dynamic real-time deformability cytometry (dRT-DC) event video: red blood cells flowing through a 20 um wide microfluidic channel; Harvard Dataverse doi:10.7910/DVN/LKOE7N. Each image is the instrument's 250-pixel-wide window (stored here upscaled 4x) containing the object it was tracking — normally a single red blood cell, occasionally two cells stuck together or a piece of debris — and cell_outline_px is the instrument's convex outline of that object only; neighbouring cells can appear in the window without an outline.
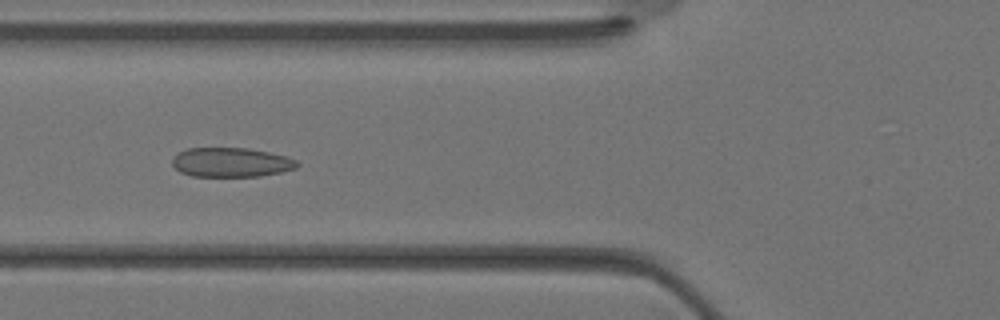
{"species": "Egyptian fruit bat (a non-hibernating species)", "species_latin": "Rousettus aegyptiacus", "temperature_condition": "warm", "stored_images_in_passage": 34, "camera_frame_rate_fps": 3000, "um_per_image_px": 0.085, "animal": {"sex": "female"}, "frame": {"image": 1, "passage_image": 14, "time_ms": 4.333, "image_size_px": [1000, 320], "cell_outline_px": [[300, 164], [296, 168], [280, 172], [260, 176], [192, 176], [180, 172], [172, 164], [172, 156], [176, 152], [188, 148], [248, 148], [288, 156], [296, 160]], "centroid_in_image_um": [19.62, 13.79], "position_along_channel_um": 106.2, "area_um2": 21.5}}
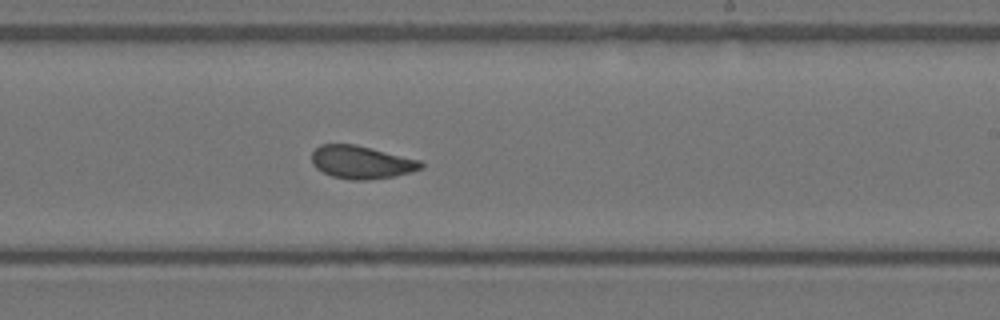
{"frame": {"image": 2, "passage_image": 22, "time_ms": 7.0, "image_size_px": [1000, 320], "cell_outline_px": [[424, 168], [412, 172], [392, 176], [368, 180], [352, 180], [332, 176], [316, 168], [312, 164], [312, 152], [320, 144], [356, 144], [420, 160], [424, 164]], "centroid_in_image_um": [30.73, 13.78], "position_along_channel_um": 258.3, "area_um2": 20.98}}
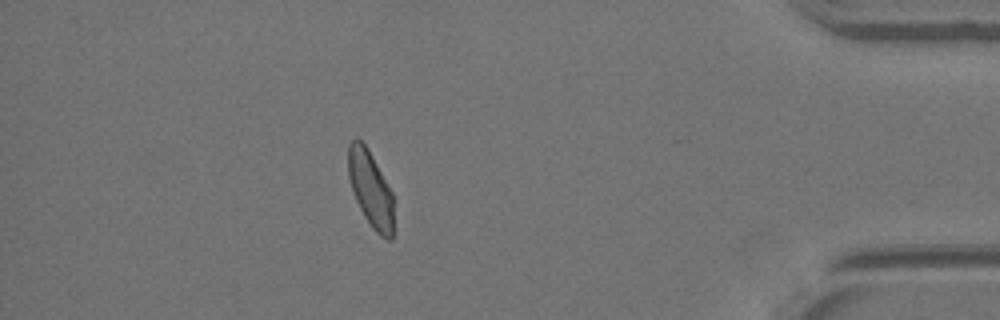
{"frame": {"image": 3, "passage_image": 32, "time_ms": 10.333, "image_size_px": [1000, 320], "cell_outline_px": [[392, 240], [388, 240], [380, 236], [372, 228], [364, 216], [356, 200], [348, 176], [348, 144], [356, 136], [368, 148], [392, 192]], "centroid_in_image_um": [31.48, 16.04], "position_along_channel_um": 403.7, "area_um2": 19.94}}